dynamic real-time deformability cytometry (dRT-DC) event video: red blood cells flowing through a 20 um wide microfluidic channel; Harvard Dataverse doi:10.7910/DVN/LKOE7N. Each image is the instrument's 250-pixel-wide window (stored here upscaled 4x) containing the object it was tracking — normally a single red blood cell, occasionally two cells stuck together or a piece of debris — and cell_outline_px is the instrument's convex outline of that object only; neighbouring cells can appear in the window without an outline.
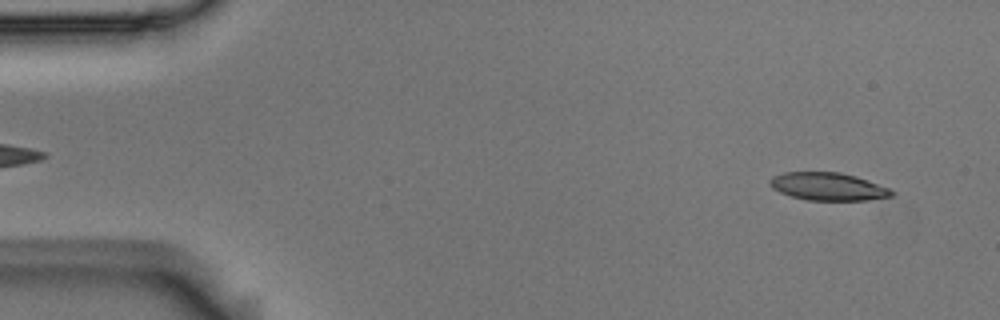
{"species": "Egyptian fruit bat (a non-hibernating species)", "species_latin": "Rousettus aegyptiacus", "temperature_condition": "room temperature", "stored_images_in_passage": 54, "camera_frame_rate_fps": 3000, "um_per_image_px": 0.085, "animal": {"sex": "male"}, "frame": {"image": 1, "passage_image": 4, "time_ms": 1.0, "image_size_px": [1000, 320], "cell_outline_px": [[896, 192], [892, 196], [868, 200], [808, 200], [792, 196], [780, 192], [772, 188], [768, 184], [768, 180], [772, 176], [784, 172], [840, 172], [856, 176], [892, 188]], "centroid_in_image_um": [70.41, 15.85], "position_along_channel_um": 14.6, "area_um2": 19.94}}
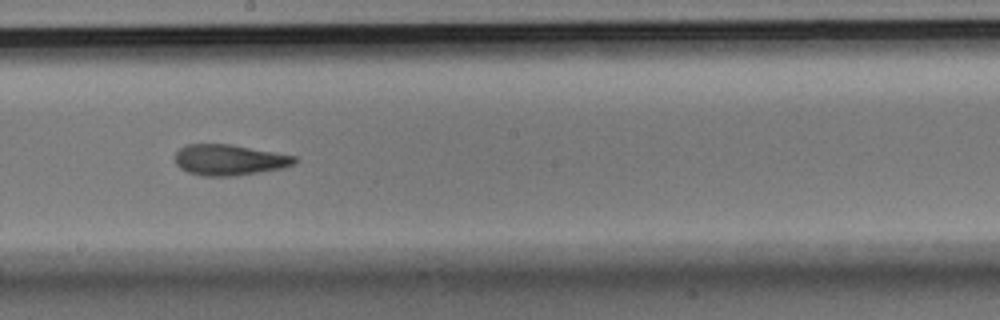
{"frame": {"image": 2, "passage_image": 30, "time_ms": 9.667, "image_size_px": [1000, 320], "cell_outline_px": [[300, 160], [284, 168], [236, 176], [200, 176], [188, 172], [180, 168], [176, 164], [176, 152], [184, 144], [232, 144], [276, 152], [296, 156]], "centroid_in_image_um": [19.51, 13.59], "position_along_channel_um": 228.7, "area_um2": 21.73}}
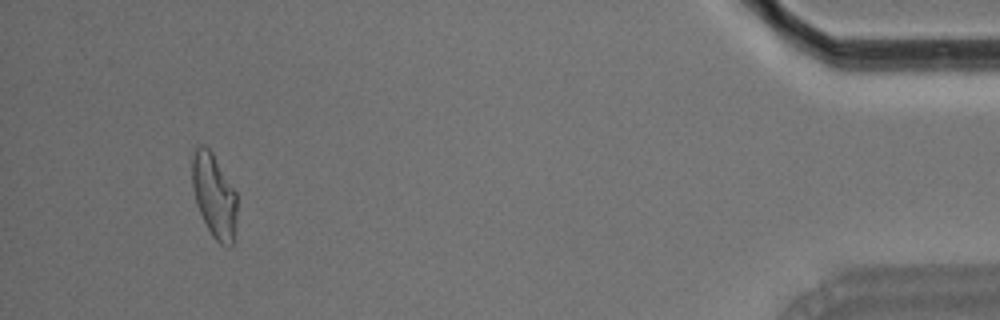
{"frame": {"image": 3, "passage_image": 51, "time_ms": 16.667, "image_size_px": [1000, 320], "cell_outline_px": [[236, 220], [232, 248], [228, 248], [220, 244], [212, 236], [196, 204], [192, 188], [192, 156], [196, 148], [200, 144], [204, 144], [212, 152], [236, 192]], "centroid_in_image_um": [18.2, 16.65], "position_along_channel_um": 417.0, "area_um2": 21.96}, "authors_computed_cell_mechanics": {"area_um2": 21.5305, "velocity_mm_per_s": 3.6909, "shape_relaxation_time_tau1_ms": 6.4331, "shape_relaxation_time_tau2_ms": 2.8968, "deformation_change_tau1": 0.2143, "deformation_change_tau2": 0.1252}}